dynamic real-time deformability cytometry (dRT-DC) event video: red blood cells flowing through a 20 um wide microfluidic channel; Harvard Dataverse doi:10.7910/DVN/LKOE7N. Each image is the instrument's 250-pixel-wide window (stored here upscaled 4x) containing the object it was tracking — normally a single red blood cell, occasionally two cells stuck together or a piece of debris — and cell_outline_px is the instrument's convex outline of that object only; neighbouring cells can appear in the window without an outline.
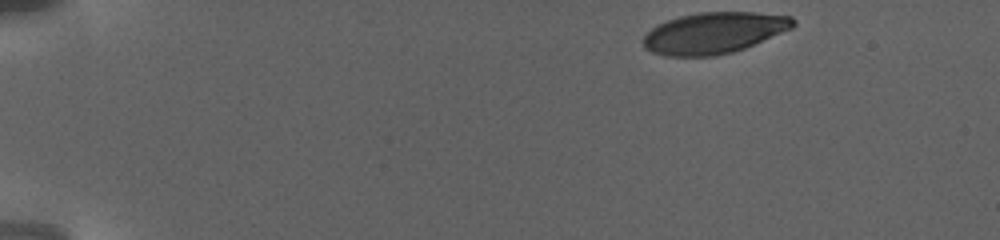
{"species": "human", "species_latin": "Homo sapiens", "temperature_condition": "warm", "stored_images_in_passage": 53, "camera_frame_rate_fps": 3000, "um_per_image_px": 0.085, "donor": {"sex": "female"}, "frame": {"image": 1, "passage_image": 1, "time_ms": 0.0, "image_size_px": [1000, 240], "cell_outline_px": [[796, 24], [792, 28], [744, 48], [732, 52], [712, 56], [664, 56], [652, 52], [644, 48], [644, 36], [652, 28], [668, 20], [680, 16], [700, 12], [756, 12], [792, 16], [796, 20]], "centroid_in_image_um": [60.7, 2.79], "position_along_channel_um": 24.3, "area_um2": 35.84}}
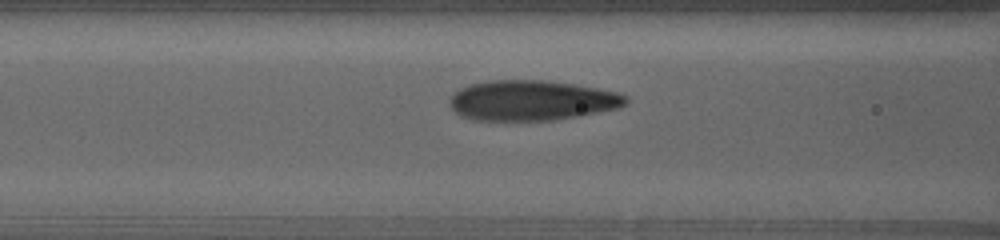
{"frame": {"image": 2, "passage_image": 23, "time_ms": 7.667, "image_size_px": [1000, 240], "cell_outline_px": [[628, 100], [624, 104], [616, 108], [576, 116], [552, 120], [476, 120], [460, 116], [448, 104], [448, 100], [460, 88], [472, 84], [488, 80], [548, 80], [576, 84], [616, 92], [624, 96]], "centroid_in_image_um": [45.14, 8.53], "position_along_channel_um": 121.5, "area_um2": 40.92}}
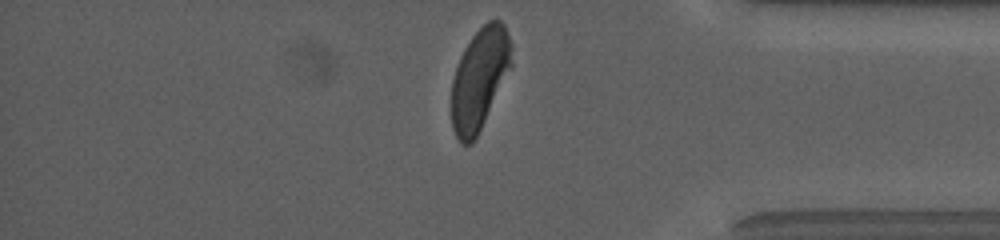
{"frame": {"image": 3, "passage_image": 52, "time_ms": 18.0, "image_size_px": [1000, 240], "cell_outline_px": [[512, 64], [472, 144], [460, 144], [452, 128], [452, 80], [460, 56], [464, 48], [472, 36], [488, 20], [500, 20], [504, 24], [512, 44]], "centroid_in_image_um": [40.75, 6.67], "position_along_channel_um": 394.4, "area_um2": 34.97}, "authors_computed_cell_mechanics": {"area_um2": 39.4196, "velocity_mm_per_s": 2.7962, "shape_relaxation_time_tau1_ms": 4.0502, "shape_relaxation_time_tau2_ms": null, "deformation_change_tau1": 0.2004, "deformation_change_tau2": null}}